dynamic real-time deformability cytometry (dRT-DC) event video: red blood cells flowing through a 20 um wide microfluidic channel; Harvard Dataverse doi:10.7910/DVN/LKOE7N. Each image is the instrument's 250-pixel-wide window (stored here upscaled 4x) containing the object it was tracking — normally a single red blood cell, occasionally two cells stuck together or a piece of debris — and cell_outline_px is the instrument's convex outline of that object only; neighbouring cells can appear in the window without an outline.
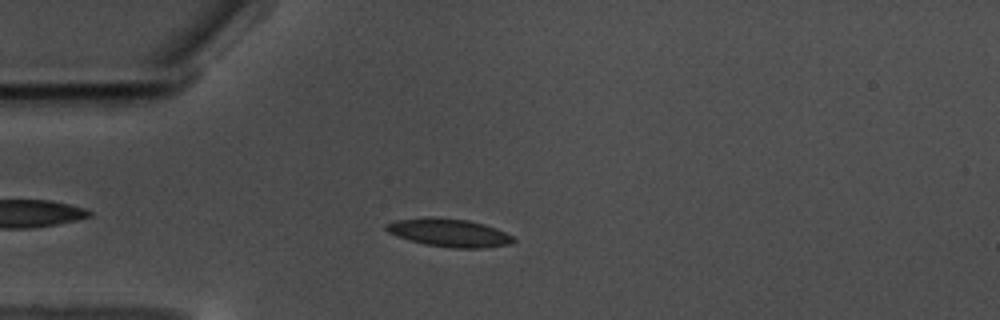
{"species": "common noctule bat (a hibernating species)", "species_latin": "Nyctalus noctula", "temperature_condition": "warm", "stored_images_in_passage": 48, "camera_frame_rate_fps": 3000, "um_per_image_px": 0.085, "animal": {"sex": "male", "body_mass_g": 17.5, "forearm_length_mm": 52.3}, "frame": {"image": 1, "passage_image": 5, "time_ms": 1.333, "image_size_px": [1000, 320], "cell_outline_px": [[516, 240], [512, 244], [484, 248], [452, 248], [424, 244], [408, 240], [388, 232], [384, 228], [384, 224], [396, 220], [428, 216], [432, 216], [468, 220], [484, 224], [496, 228], [512, 236]], "centroid_in_image_um": [38.16, 19.77], "position_along_channel_um": 46.8, "area_um2": 21.04}}
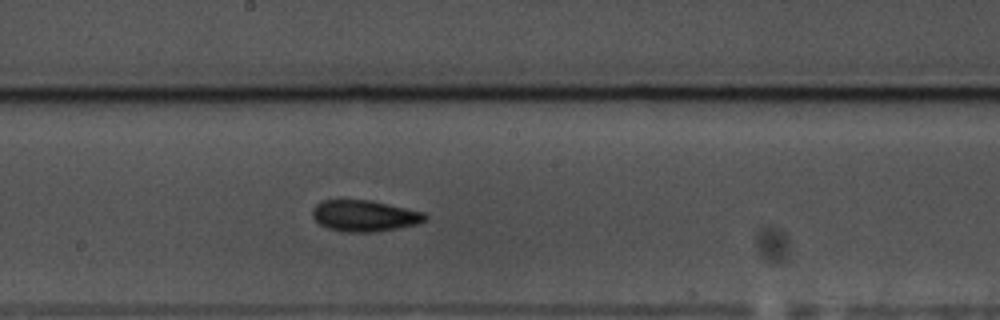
{"frame": {"image": 2, "passage_image": 21, "time_ms": 6.667, "image_size_px": [1000, 320], "cell_outline_px": [[428, 216], [424, 220], [416, 224], [376, 232], [344, 232], [328, 228], [320, 224], [312, 216], [312, 212], [316, 204], [320, 200], [368, 200], [388, 204], [424, 212]], "centroid_in_image_um": [30.96, 18.34], "position_along_channel_um": 217.2, "area_um2": 20.35}}
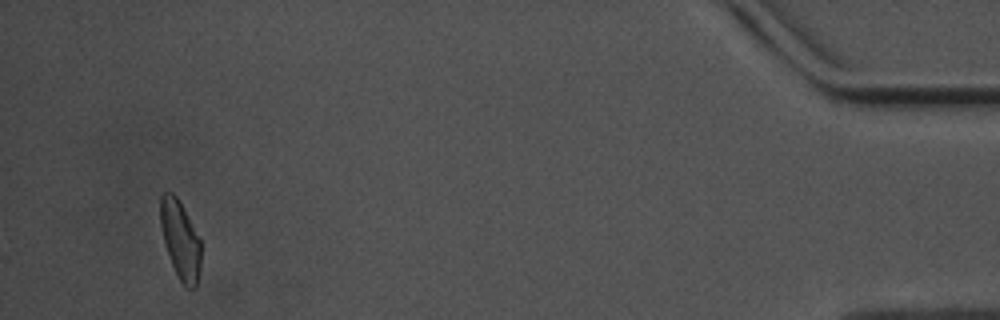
{"frame": {"image": 3, "passage_image": 45, "time_ms": 14.667, "image_size_px": [1000, 320], "cell_outline_px": [[200, 268], [196, 288], [184, 288], [172, 264], [164, 240], [160, 224], [160, 196], [164, 192], [172, 192], [176, 196], [200, 240]], "centroid_in_image_um": [15.32, 20.41], "position_along_channel_um": 419.9, "area_um2": 18.09}, "authors_computed_cell_mechanics": {"area_um2": 19.5653, "velocity_mm_per_s": 3.497, "shape_relaxation_time_tau1_ms": 4.7329, "shape_relaxation_time_tau2_ms": 2.7253, "deformation_change_tau1": 0.1482, "deformation_change_tau2": 0.0933}}